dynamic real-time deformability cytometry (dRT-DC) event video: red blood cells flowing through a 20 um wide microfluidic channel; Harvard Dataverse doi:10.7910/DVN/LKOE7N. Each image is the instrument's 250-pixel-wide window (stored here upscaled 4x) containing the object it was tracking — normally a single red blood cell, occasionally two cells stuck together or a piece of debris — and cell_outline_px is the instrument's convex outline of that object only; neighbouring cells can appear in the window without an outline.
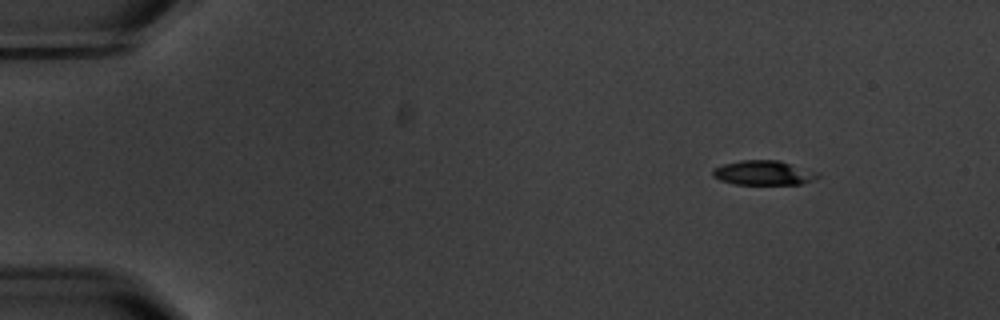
{"species": "common noctule bat (a hibernating species)", "species_latin": "Nyctalus noctula", "temperature_condition": "warm", "stored_images_in_passage": 5, "camera_frame_rate_fps": 3000, "um_per_image_px": 0.085, "animal": {"sex": "male", "body_mass_g": 20.1, "forearm_length_mm": 53.5}, "frame": {"image": 1, "passage_image": 2, "time_ms": 1.333, "image_size_px": [1000, 320], "cell_outline_px": [[820, 176], [816, 180], [800, 184], [732, 184], [720, 180], [712, 176], [712, 168], [724, 164], [740, 160], [776, 160], [820, 172]], "centroid_in_image_um": [64.91, 14.7], "position_along_channel_um": 20.1, "area_um2": 15.14}}
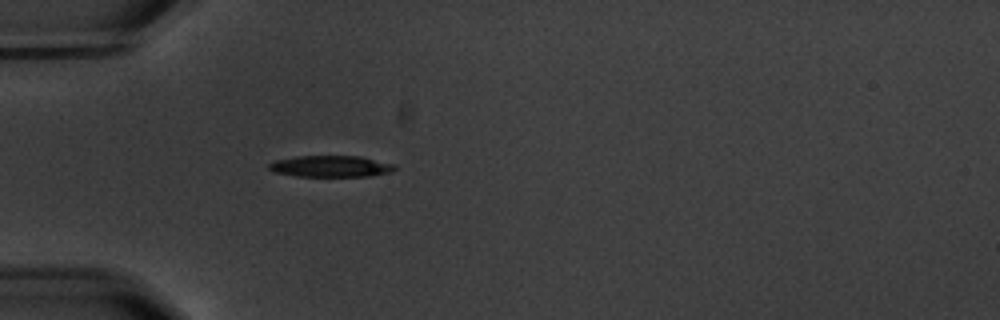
{"frame": {"image": 2, "passage_image": 5, "time_ms": 5.0, "image_size_px": [1000, 320], "cell_outline_px": [[396, 168], [392, 172], [368, 176], [296, 176], [272, 172], [268, 168], [268, 164], [276, 160], [296, 156], [360, 156], [396, 164]], "centroid_in_image_um": [28.12, 14.13], "position_along_channel_um": 56.9, "area_um2": 15.78}}